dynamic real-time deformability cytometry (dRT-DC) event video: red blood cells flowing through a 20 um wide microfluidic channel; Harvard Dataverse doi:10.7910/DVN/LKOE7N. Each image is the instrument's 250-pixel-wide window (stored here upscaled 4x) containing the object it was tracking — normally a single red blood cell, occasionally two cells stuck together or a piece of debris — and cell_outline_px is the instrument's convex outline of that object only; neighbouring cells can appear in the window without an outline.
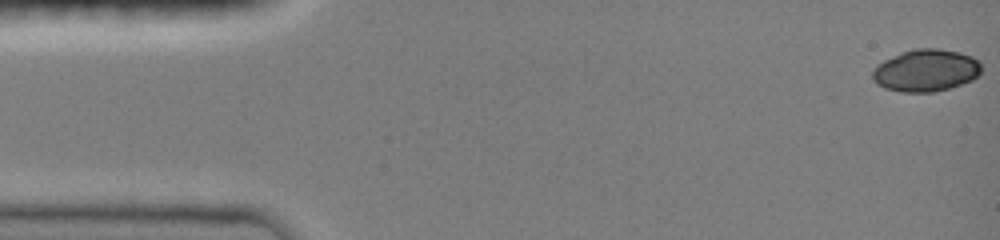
{"species": "common noctule bat (a hibernating species)", "species_latin": "Nyctalus noctula", "temperature_condition": "room temperature", "stored_images_in_passage": 8, "camera_frame_rate_fps": 3000, "um_per_image_px": 0.085, "animal": {"sex": "female", "body_mass_g": 19.0, "forearm_length_mm": 51.5}, "frame": {"image": 1, "passage_image": 1, "time_ms": 0.0, "image_size_px": [1000, 240], "cell_outline_px": [[980, 72], [972, 80], [948, 88], [932, 92], [900, 92], [884, 88], [876, 84], [872, 80], [872, 72], [876, 64], [884, 60], [912, 48], [936, 48], [960, 52], [972, 56], [980, 60]], "centroid_in_image_um": [78.67, 5.98], "position_along_channel_um": 6.3, "area_um2": 26.88}}
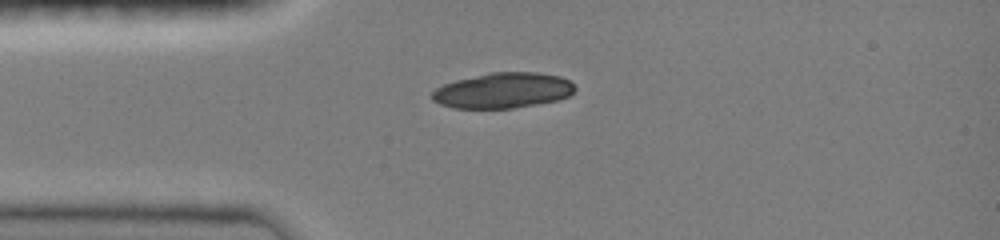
{"frame": {"image": 2, "passage_image": 6, "time_ms": 3.667, "image_size_px": [1000, 240], "cell_outline_px": [[576, 88], [568, 96], [556, 100], [536, 104], [512, 108], [452, 108], [440, 104], [432, 100], [432, 92], [436, 88], [444, 84], [456, 80], [488, 72], [536, 72], [560, 76], [568, 80]], "centroid_in_image_um": [42.72, 7.68], "position_along_channel_um": 42.3, "area_um2": 29.42}}